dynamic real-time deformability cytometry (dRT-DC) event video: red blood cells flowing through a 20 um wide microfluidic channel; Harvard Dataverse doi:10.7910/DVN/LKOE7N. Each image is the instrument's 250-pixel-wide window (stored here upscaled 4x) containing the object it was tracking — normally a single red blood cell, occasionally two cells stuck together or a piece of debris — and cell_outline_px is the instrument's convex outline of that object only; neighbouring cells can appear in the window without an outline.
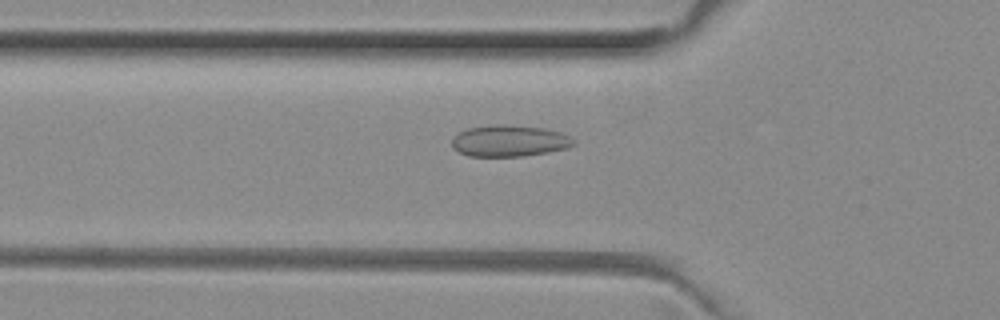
{"species": "common noctule bat (a hibernating species)", "species_latin": "Nyctalus noctula", "temperature_condition": "room temperature", "stored_images_in_passage": 51, "camera_frame_rate_fps": 3000, "um_per_image_px": 0.085, "animal": {"sex": "female", "body_mass_g": 29.2, "forearm_length_mm": 56.3}, "frame": {"image": 1, "passage_image": 17, "time_ms": 5.333, "image_size_px": [1000, 320], "cell_outline_px": [[576, 144], [564, 148], [548, 152], [520, 156], [468, 156], [452, 148], [452, 136], [468, 128], [492, 124], [504, 124], [544, 128], [560, 132], [576, 140]], "centroid_in_image_um": [43.27, 11.96], "position_along_channel_um": 82.5, "area_um2": 22.31}}
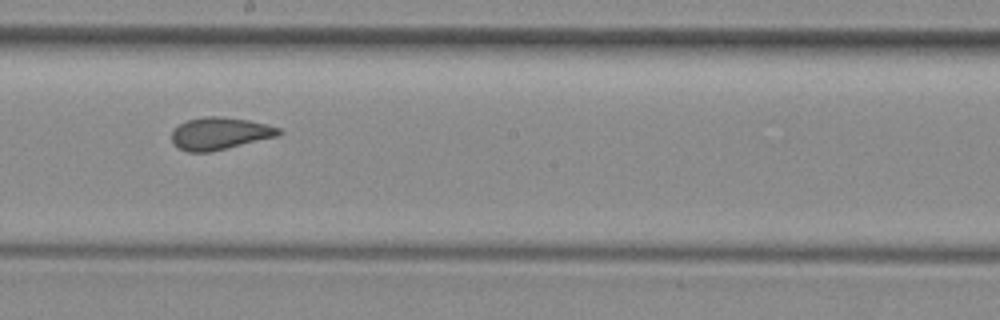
{"frame": {"image": 2, "passage_image": 28, "time_ms": 9.0, "image_size_px": [1000, 320], "cell_outline_px": [[284, 132], [276, 136], [208, 152], [188, 152], [180, 148], [172, 140], [172, 132], [180, 124], [188, 120], [204, 116], [220, 116], [248, 120], [268, 124], [280, 128]], "centroid_in_image_um": [18.7, 11.33], "position_along_channel_um": 229.5, "area_um2": 19.77}}
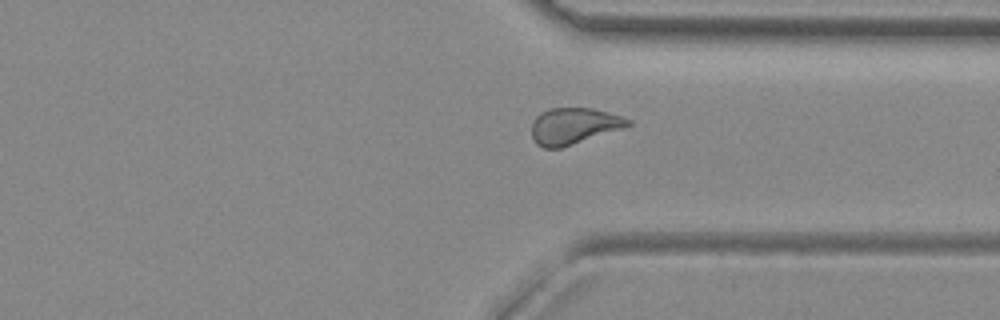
{"frame": {"image": 3, "passage_image": 38, "time_ms": 12.333, "image_size_px": [1000, 320], "cell_outline_px": [[632, 124], [560, 148], [544, 148], [536, 144], [532, 136], [532, 124], [536, 116], [540, 112], [548, 108], [592, 108], [620, 116], [632, 120]], "centroid_in_image_um": [48.71, 10.69], "position_along_channel_um": 362.7, "area_um2": 20.0}, "authors_computed_cell_mechanics": {"area_um2": 20.7502, "velocity_mm_per_s": 3.9926, "shape_relaxation_time_tau1_ms": null, "shape_relaxation_time_tau2_ms": 0.9801, "deformation_change_tau1": null, "deformation_change_tau2": 0.053}}